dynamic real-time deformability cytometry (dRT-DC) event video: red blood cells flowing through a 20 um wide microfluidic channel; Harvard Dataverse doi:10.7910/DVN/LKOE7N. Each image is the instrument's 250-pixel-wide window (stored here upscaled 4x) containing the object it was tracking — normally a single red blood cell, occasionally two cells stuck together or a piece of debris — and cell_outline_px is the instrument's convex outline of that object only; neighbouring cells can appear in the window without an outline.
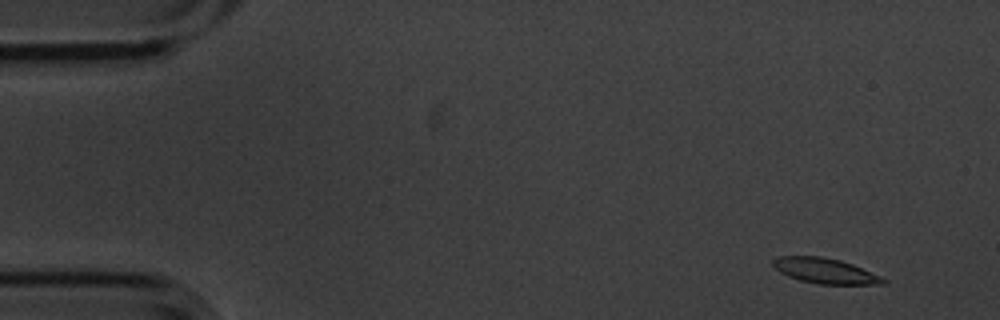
{"species": "common noctule bat (a hibernating species)", "species_latin": "Nyctalus noctula", "temperature_condition": "cold", "stored_images_in_passage": 4, "camera_frame_rate_fps": 3000, "um_per_image_px": 0.085, "animal": {"sex": "male", "body_mass_g": 20.1, "forearm_length_mm": 53.5}, "frame": {"image": 1, "passage_image": 1, "time_ms": 0.0, "image_size_px": [1000, 320], "cell_outline_px": [[888, 280], [884, 284], [820, 284], [800, 280], [788, 276], [780, 272], [772, 264], [772, 260], [780, 256], [820, 256], [840, 260], [852, 264], [880, 276]], "centroid_in_image_um": [70.13, 23.02], "position_along_channel_um": 14.9, "area_um2": 16.07}}
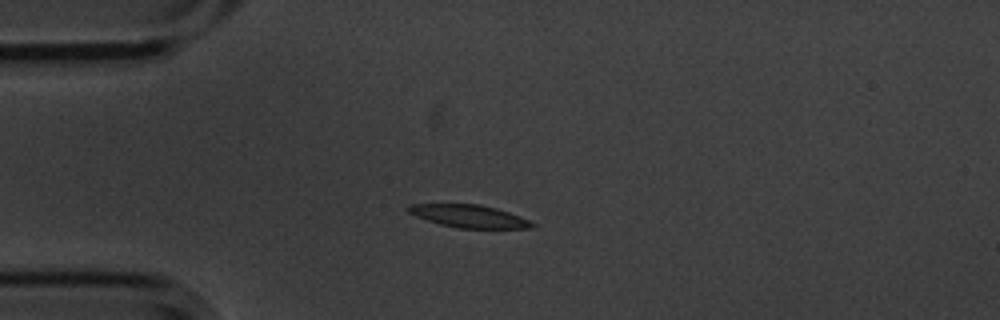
{"frame": {"image": 2, "passage_image": 4, "time_ms": 1.0, "image_size_px": [1000, 320], "cell_outline_px": [[536, 228], [456, 228], [440, 224], [416, 216], [408, 212], [408, 204], [480, 204], [496, 208], [520, 216], [536, 224]], "centroid_in_image_um": [39.89, 18.38], "position_along_channel_um": 45.1, "area_um2": 16.3}}